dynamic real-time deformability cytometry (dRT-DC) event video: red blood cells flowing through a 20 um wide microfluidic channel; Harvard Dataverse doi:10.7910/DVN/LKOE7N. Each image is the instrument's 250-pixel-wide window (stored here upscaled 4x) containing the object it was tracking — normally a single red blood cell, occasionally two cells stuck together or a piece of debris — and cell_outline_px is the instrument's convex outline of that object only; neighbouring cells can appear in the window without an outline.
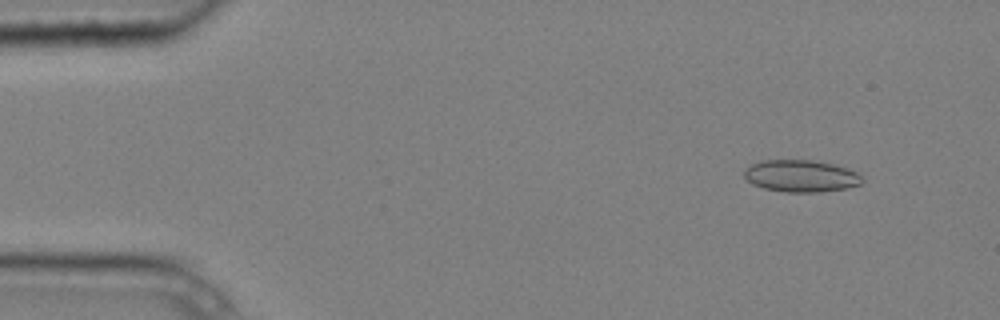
{"species": "common noctule bat (a hibernating species)", "species_latin": "Nyctalus noctula", "temperature_condition": "cold", "stored_images_in_passage": 5, "camera_frame_rate_fps": 3000, "um_per_image_px": 0.085, "animal": {"sex": "male", "body_mass_g": 20.4}, "frame": {"image": 1, "passage_image": 2, "time_ms": 0.333, "image_size_px": [1000, 320], "cell_outline_px": [[864, 180], [860, 184], [844, 188], [824, 192], [788, 192], [764, 188], [752, 184], [744, 176], [744, 168], [760, 160], [812, 160], [832, 164], [848, 168], [856, 172]], "centroid_in_image_um": [68.06, 14.95], "position_along_channel_um": 16.9, "area_um2": 21.96}}
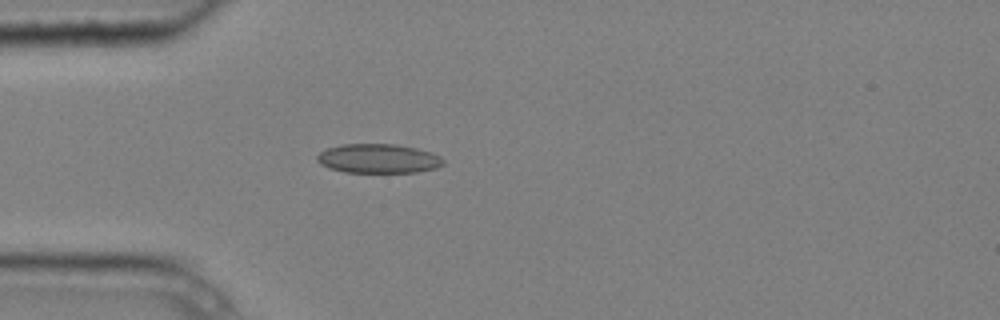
{"frame": {"image": 2, "passage_image": 5, "time_ms": 1.333, "image_size_px": [1000, 320], "cell_outline_px": [[444, 164], [436, 168], [416, 172], [344, 172], [328, 168], [320, 164], [316, 160], [316, 156], [320, 152], [328, 148], [344, 144], [396, 144], [416, 148], [432, 152], [440, 156], [444, 160]], "centroid_in_image_um": [32.16, 13.48], "position_along_channel_um": 52.8, "area_um2": 21.56}}